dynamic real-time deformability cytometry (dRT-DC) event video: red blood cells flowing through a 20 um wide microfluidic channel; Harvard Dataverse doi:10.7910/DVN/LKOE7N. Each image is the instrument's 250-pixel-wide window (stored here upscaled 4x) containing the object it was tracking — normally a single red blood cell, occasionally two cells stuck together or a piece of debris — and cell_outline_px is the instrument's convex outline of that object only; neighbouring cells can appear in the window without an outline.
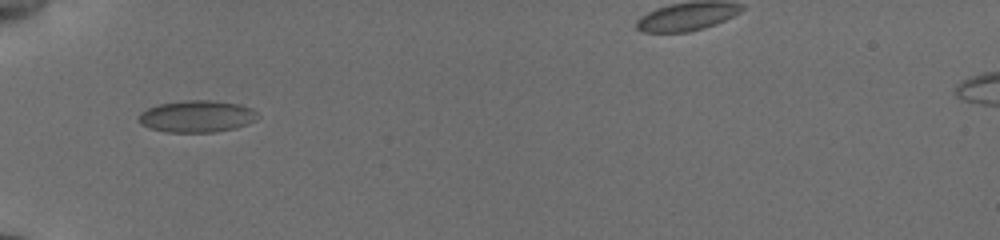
{"species": "common noctule bat (a hibernating species)", "species_latin": "Nyctalus noctula", "temperature_condition": "cold", "stored_images_in_passage": 36, "segment_of_instrument_passage": [1, 2], "camera_frame_rate_fps": 3000, "um_per_image_px": 0.085, "animal": {"sex": "female", "body_mass_g": 19.5, "forearm_length_mm": 54.1}, "frame": {"image": 1, "passage_image": 1, "time_ms": 0.0, "image_size_px": [1000, 240], "cell_outline_px": [[260, 116], [256, 120], [248, 124], [236, 128], [216, 132], [164, 132], [148, 128], [140, 124], [136, 120], [140, 112], [148, 108], [160, 104], [184, 100], [216, 100], [240, 104], [252, 108]], "centroid_in_image_um": [16.73, 9.89], "position_along_channel_um": 68.3, "area_um2": 22.54}}
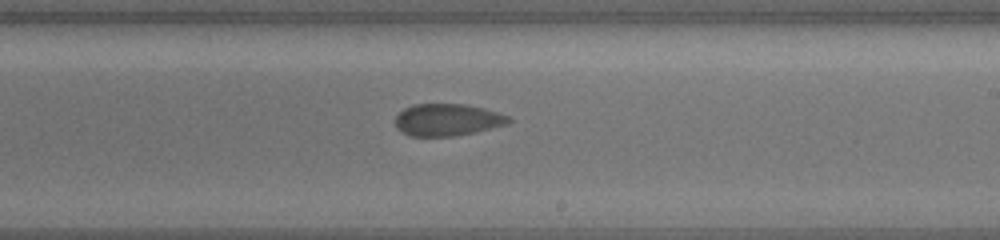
{"frame": {"image": 2, "passage_image": 16, "time_ms": 5.0, "image_size_px": [1000, 240], "cell_outline_px": [[512, 120], [508, 124], [476, 132], [452, 136], [408, 136], [400, 132], [396, 128], [396, 116], [404, 108], [412, 104], [464, 104], [484, 108], [508, 116]], "centroid_in_image_um": [38.0, 10.19], "position_along_channel_um": 251.0, "area_um2": 21.27}}
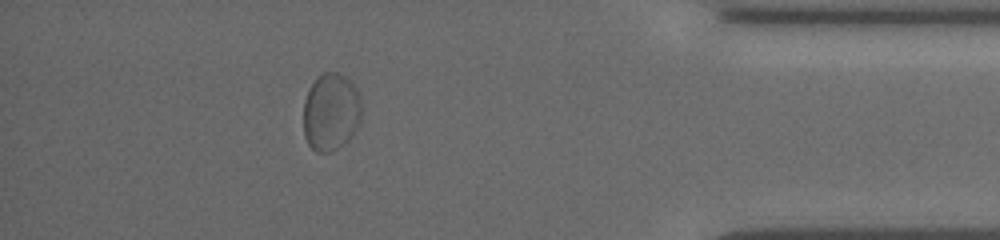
{"frame": {"image": 3, "passage_image": 31, "time_ms": 10.0, "image_size_px": [1000, 240], "cell_outline_px": [[360, 120], [356, 132], [344, 144], [328, 152], [316, 152], [308, 144], [304, 136], [304, 100], [308, 88], [316, 76], [324, 72], [336, 72], [344, 76], [360, 92]], "centroid_in_image_um": [28.12, 9.51], "position_along_channel_um": 407.1, "area_um2": 26.53}}